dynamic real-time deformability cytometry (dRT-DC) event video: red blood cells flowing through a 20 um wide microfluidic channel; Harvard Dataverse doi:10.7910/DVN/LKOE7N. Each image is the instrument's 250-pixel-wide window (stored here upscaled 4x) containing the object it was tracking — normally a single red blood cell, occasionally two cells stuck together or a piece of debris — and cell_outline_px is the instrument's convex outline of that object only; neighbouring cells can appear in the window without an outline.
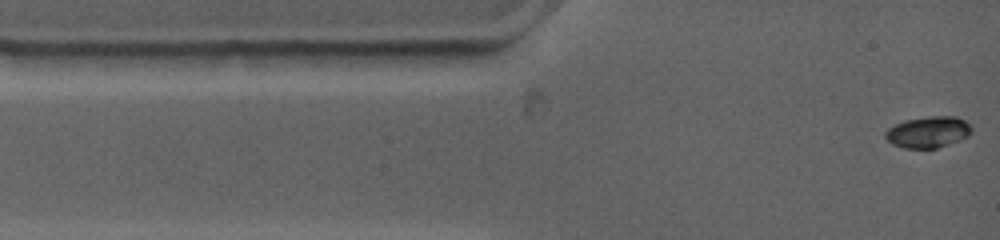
{"species": "common noctule bat (a hibernating species)", "species_latin": "Nyctalus noctula", "temperature_condition": "warm", "stored_images_in_passage": 36, "camera_frame_rate_fps": 4500, "um_per_image_px": 0.085, "animal": {"sex": "female", "body_mass_g": 19.0, "forearm_length_mm": 53.3}, "frame": {"image": 1, "passage_image": 1, "time_ms": 0.0, "image_size_px": [1000, 240], "cell_outline_px": [[972, 132], [968, 136], [960, 140], [936, 148], [904, 148], [892, 144], [884, 136], [884, 132], [888, 128], [904, 120], [928, 116], [956, 116], [964, 120], [972, 128]], "centroid_in_image_um": [78.88, 11.22], "position_along_channel_um": 6.1, "area_um2": 15.78}}
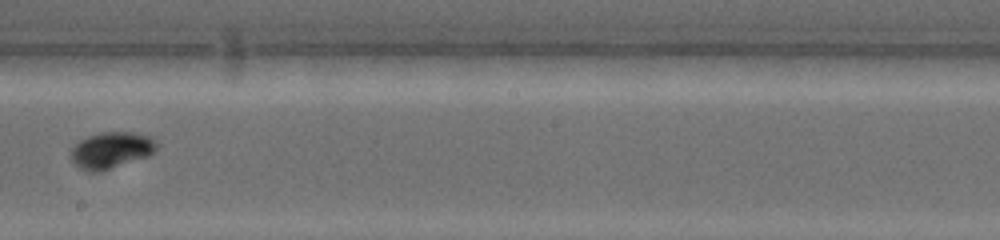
{"frame": {"image": 2, "passage_image": 16, "time_ms": 7.333, "image_size_px": [1000, 240], "cell_outline_px": [[156, 152], [148, 156], [100, 172], [88, 172], [80, 168], [72, 160], [72, 148], [80, 140], [88, 136], [100, 132], [132, 132], [148, 136], [156, 140]], "centroid_in_image_um": [9.47, 12.77], "position_along_channel_um": 238.7, "area_um2": 18.09}}
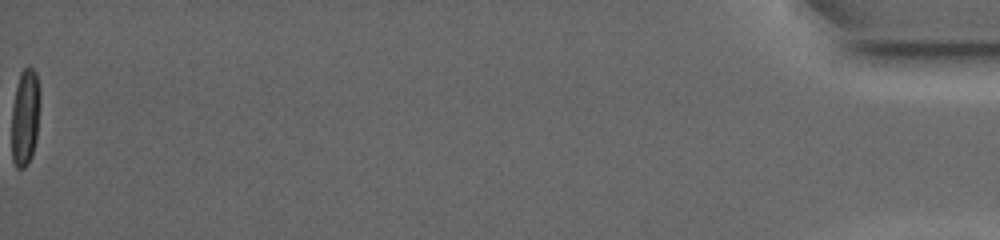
{"frame": {"image": 3, "passage_image": 36, "time_ms": 17.333, "image_size_px": [1000, 240], "cell_outline_px": [[40, 100], [36, 140], [32, 156], [28, 164], [24, 168], [16, 168], [12, 160], [12, 104], [20, 72], [28, 64], [36, 72], [40, 92]], "centroid_in_image_um": [2.14, 9.95], "position_along_channel_um": 433.1, "area_um2": 16.3}, "authors_computed_cell_mechanics": {"area_um2": 16.3574, "velocity_mm_per_s": 3.7737, "shape_relaxation_time_tau1_ms": 3.3766, "shape_relaxation_time_tau2_ms": null, "deformation_change_tau1": 0.1837, "deformation_change_tau2": null}}